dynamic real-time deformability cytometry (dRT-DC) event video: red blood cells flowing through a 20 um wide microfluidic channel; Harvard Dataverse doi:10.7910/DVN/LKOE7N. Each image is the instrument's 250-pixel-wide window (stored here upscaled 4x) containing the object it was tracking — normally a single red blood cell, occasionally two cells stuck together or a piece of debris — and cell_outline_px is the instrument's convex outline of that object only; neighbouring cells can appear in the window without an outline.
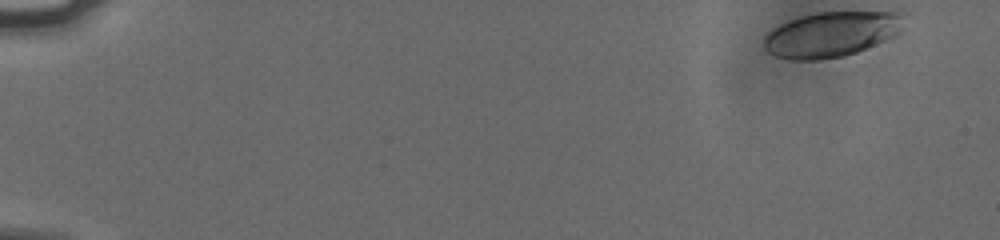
{"species": "human", "species_latin": "Homo sapiens", "temperature_condition": "cold", "stored_images_in_passage": 6, "camera_frame_rate_fps": 3000, "um_per_image_px": 0.085, "donor": {"sex": "male"}, "frame": {"image": 1, "passage_image": 1, "time_ms": 0.0, "image_size_px": [1000, 240], "cell_outline_px": [[900, 32], [896, 36], [856, 52], [844, 56], [820, 60], [792, 60], [776, 56], [768, 52], [764, 48], [764, 36], [772, 28], [788, 20], [800, 16], [820, 12], [896, 12]], "centroid_in_image_um": [70.55, 2.94], "position_along_channel_um": 14.4, "area_um2": 36.41}}